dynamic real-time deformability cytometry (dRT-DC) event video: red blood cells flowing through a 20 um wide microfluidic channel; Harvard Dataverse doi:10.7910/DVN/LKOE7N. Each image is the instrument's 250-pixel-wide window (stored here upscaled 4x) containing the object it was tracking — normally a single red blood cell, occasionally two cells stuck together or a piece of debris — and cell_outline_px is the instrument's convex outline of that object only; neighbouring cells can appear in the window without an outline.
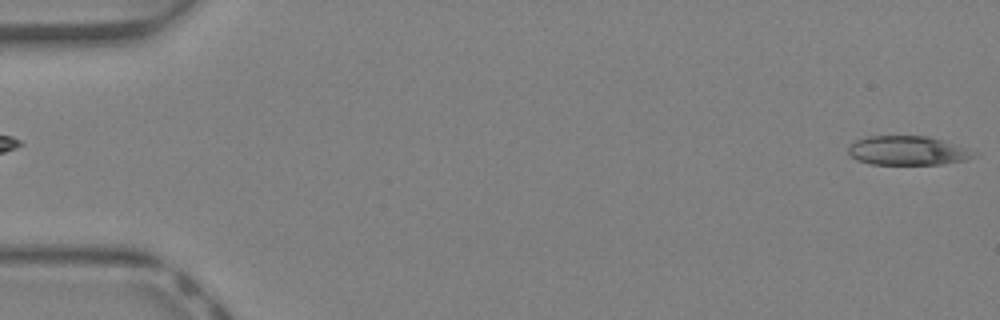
{"species": "Egyptian fruit bat (a non-hibernating species)", "species_latin": "Rousettus aegyptiacus", "temperature_condition": "warm", "stored_images_in_passage": 41, "camera_frame_rate_fps": 3000, "um_per_image_px": 0.085, "animal": {"sex": "female"}, "frame": {"image": 1, "passage_image": 1, "time_ms": 0.0, "image_size_px": [1000, 320], "cell_outline_px": [[976, 156], [964, 160], [944, 164], [872, 164], [856, 160], [848, 152], [848, 148], [856, 140], [868, 136], [928, 136], [968, 148], [976, 152]], "centroid_in_image_um": [77.16, 12.8], "position_along_channel_um": 7.8, "area_um2": 21.21}}
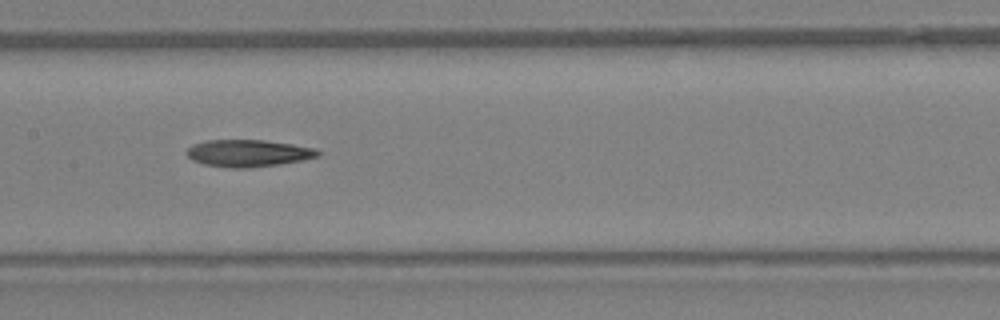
{"frame": {"image": 2, "passage_image": 21, "time_ms": 6.667, "image_size_px": [1000, 320], "cell_outline_px": [[324, 152], [320, 156], [304, 160], [280, 164], [252, 168], [232, 168], [204, 164], [192, 160], [184, 152], [192, 144], [208, 140], [264, 140], [292, 144], [316, 148]], "centroid_in_image_um": [21.14, 13.02], "position_along_channel_um": 186.3, "area_um2": 20.98}}
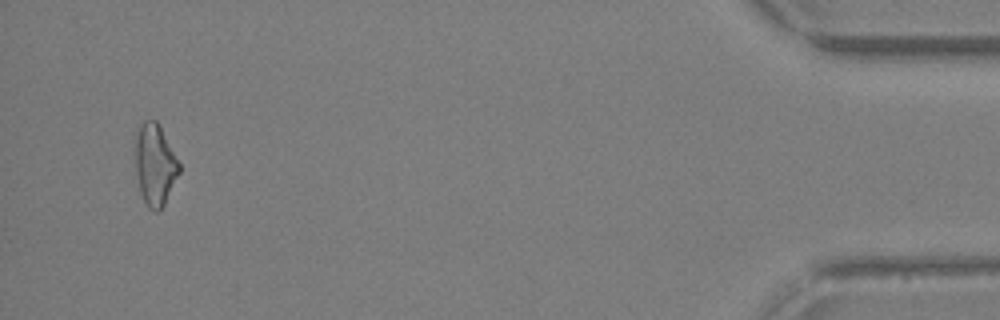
{"frame": {"image": 3, "passage_image": 40, "time_ms": 13.0, "image_size_px": [1000, 320], "cell_outline_px": [[180, 172], [164, 204], [156, 212], [148, 208], [140, 192], [132, 152], [132, 140], [136, 132], [144, 120], [156, 120], [180, 164]], "centroid_in_image_um": [13.11, 13.96], "position_along_channel_um": 422.1, "area_um2": 21.15}}